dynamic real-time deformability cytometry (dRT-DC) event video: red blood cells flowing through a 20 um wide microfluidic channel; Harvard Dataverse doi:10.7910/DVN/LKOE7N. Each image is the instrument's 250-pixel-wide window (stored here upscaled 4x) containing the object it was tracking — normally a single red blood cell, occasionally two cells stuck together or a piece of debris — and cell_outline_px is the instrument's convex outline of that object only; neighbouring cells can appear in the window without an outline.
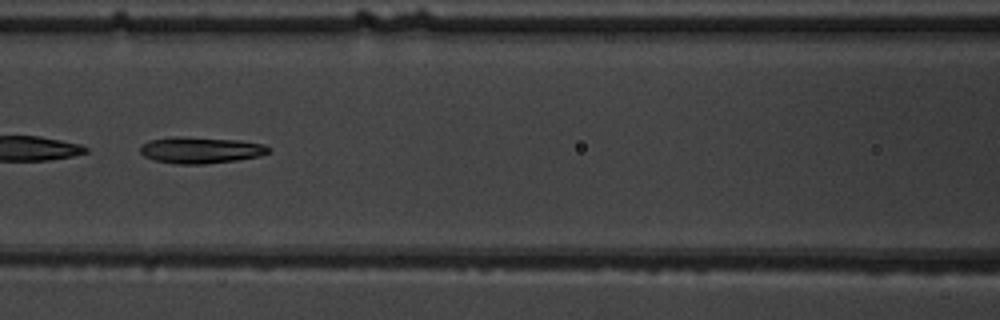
{"species": "common noctule bat (a hibernating species)", "species_latin": "Nyctalus noctula", "temperature_condition": "warm", "stored_images_in_passage": 8, "camera_frame_rate_fps": 3000, "um_per_image_px": 0.085, "animal": {"sex": "male", "body_mass_g": 19.5, "forearm_length_mm": 54.6}, "frame": {"image": 1, "passage_image": 6, "time_ms": 6.333, "image_size_px": [1000, 320], "cell_outline_px": [[268, 152], [260, 156], [236, 160], [204, 164], [176, 164], [156, 160], [144, 156], [140, 152], [140, 144], [148, 140], [172, 136], [176, 136], [240, 140], [264, 144], [268, 148]], "centroid_in_image_um": [17.0, 12.75], "position_along_channel_um": 149.6, "area_um2": 19.77}}
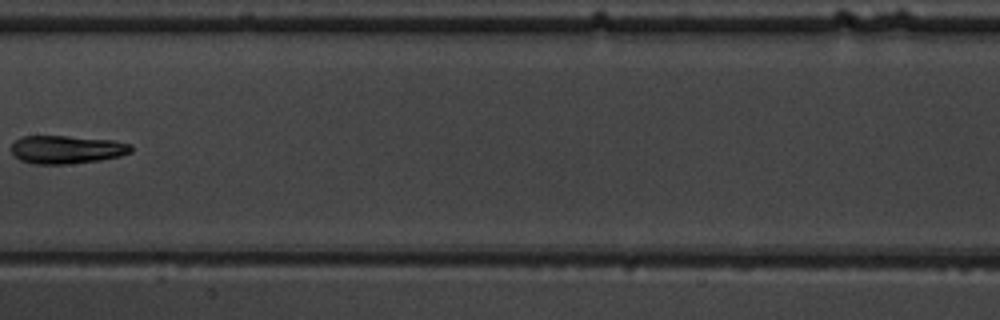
{"frame": {"image": 2, "passage_image": 7, "time_ms": 7.667, "image_size_px": [1000, 320], "cell_outline_px": [[132, 152], [120, 156], [100, 160], [68, 164], [36, 164], [20, 160], [12, 152], [12, 144], [16, 140], [24, 136], [68, 136], [116, 140], [132, 144]], "centroid_in_image_um": [5.72, 12.7], "position_along_channel_um": 201.7, "area_um2": 19.71}}
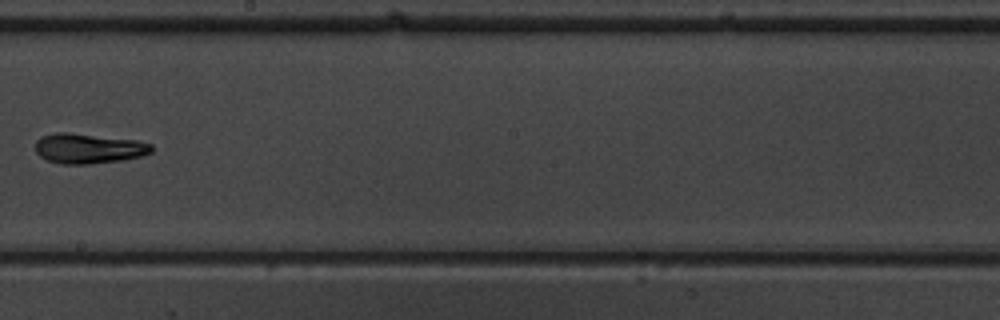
{"frame": {"image": 3, "passage_image": 8, "time_ms": 8.667, "image_size_px": [1000, 320], "cell_outline_px": [[152, 152], [140, 156], [120, 160], [88, 164], [60, 164], [48, 160], [40, 156], [36, 152], [36, 140], [40, 136], [56, 132], [64, 132], [136, 140], [152, 144]], "centroid_in_image_um": [7.49, 12.62], "position_along_channel_um": 240.7, "area_um2": 20.17}}